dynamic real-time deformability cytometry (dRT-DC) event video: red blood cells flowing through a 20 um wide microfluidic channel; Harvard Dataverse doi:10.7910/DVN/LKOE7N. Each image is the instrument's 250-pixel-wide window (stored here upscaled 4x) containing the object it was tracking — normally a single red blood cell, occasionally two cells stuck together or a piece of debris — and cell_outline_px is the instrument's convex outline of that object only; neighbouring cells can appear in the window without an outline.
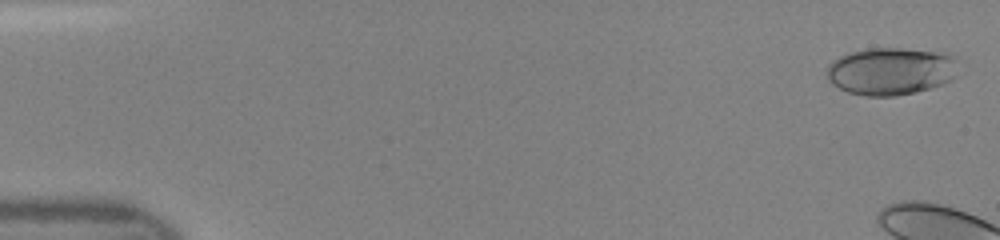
{"species": "human", "species_latin": "Homo sapiens", "temperature_condition": "room temperature", "stored_images_in_passage": 8, "camera_frame_rate_fps": 3000, "um_per_image_px": 0.085, "donor": {"sex": "female"}, "frame": {"image": 1, "passage_image": 2, "time_ms": 0.333, "image_size_px": [1000, 240], "cell_outline_px": [[956, 76], [940, 84], [916, 92], [896, 96], [864, 96], [848, 92], [832, 84], [828, 80], [828, 64], [832, 60], [848, 52], [864, 48], [900, 48], [932, 52], [952, 56]], "centroid_in_image_um": [75.62, 6.06], "position_along_channel_um": 9.4, "area_um2": 35.89}}